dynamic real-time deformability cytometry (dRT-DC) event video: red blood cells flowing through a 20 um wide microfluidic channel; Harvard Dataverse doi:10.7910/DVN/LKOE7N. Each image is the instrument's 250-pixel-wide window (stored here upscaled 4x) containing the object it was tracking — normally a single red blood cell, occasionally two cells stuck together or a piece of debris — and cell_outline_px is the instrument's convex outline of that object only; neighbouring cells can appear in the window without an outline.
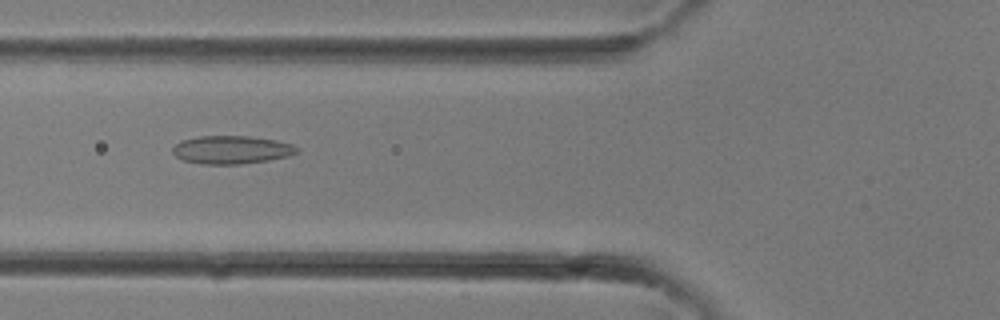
{"species": "common noctule bat (a hibernating species)", "species_latin": "Nyctalus noctula", "temperature_condition": "room temperature", "stored_images_in_passage": 26, "camera_frame_rate_fps": 3000, "um_per_image_px": 0.085, "animal": {"sex": "female"}, "frame": {"image": 1, "passage_image": 5, "time_ms": 1.333, "image_size_px": [1000, 320], "cell_outline_px": [[300, 148], [296, 152], [288, 156], [268, 160], [240, 164], [200, 164], [184, 160], [176, 156], [172, 152], [172, 148], [180, 140], [200, 136], [248, 136], [276, 140], [292, 144]], "centroid_in_image_um": [19.66, 12.73], "position_along_channel_um": 106.1, "area_um2": 20.35}}
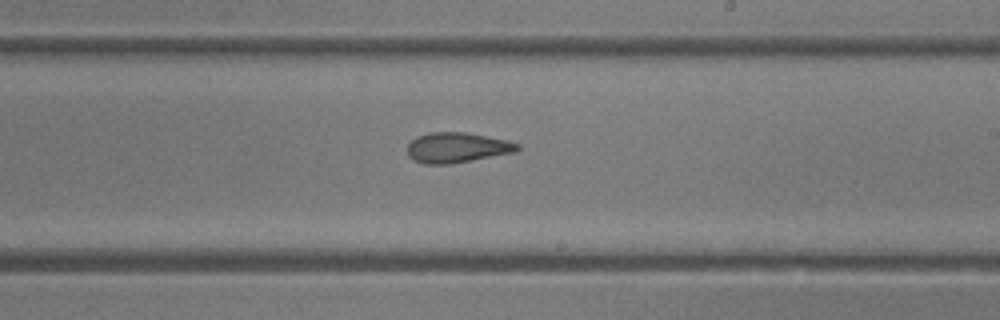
{"frame": {"image": 2, "passage_image": 12, "time_ms": 3.667, "image_size_px": [1000, 320], "cell_outline_px": [[520, 148], [516, 152], [452, 164], [424, 164], [408, 156], [408, 144], [416, 136], [428, 132], [464, 132], [508, 140], [520, 144]], "centroid_in_image_um": [38.86, 12.54], "position_along_channel_um": 250.1, "area_um2": 19.48}}
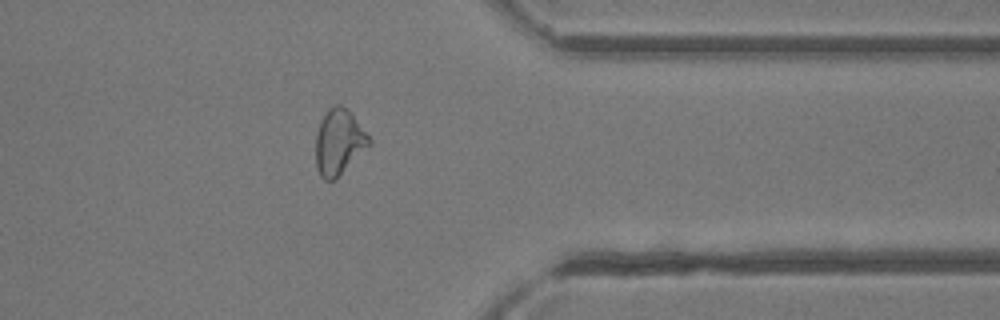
{"frame": {"image": 3, "passage_image": 19, "time_ms": 6.0, "image_size_px": [1000, 320], "cell_outline_px": [[372, 144], [336, 180], [324, 180], [320, 176], [316, 168], [316, 136], [320, 120], [328, 108], [332, 104], [340, 104], [352, 116], [372, 140]], "centroid_in_image_um": [28.8, 12.12], "position_along_channel_um": 382.6, "area_um2": 20.46}}